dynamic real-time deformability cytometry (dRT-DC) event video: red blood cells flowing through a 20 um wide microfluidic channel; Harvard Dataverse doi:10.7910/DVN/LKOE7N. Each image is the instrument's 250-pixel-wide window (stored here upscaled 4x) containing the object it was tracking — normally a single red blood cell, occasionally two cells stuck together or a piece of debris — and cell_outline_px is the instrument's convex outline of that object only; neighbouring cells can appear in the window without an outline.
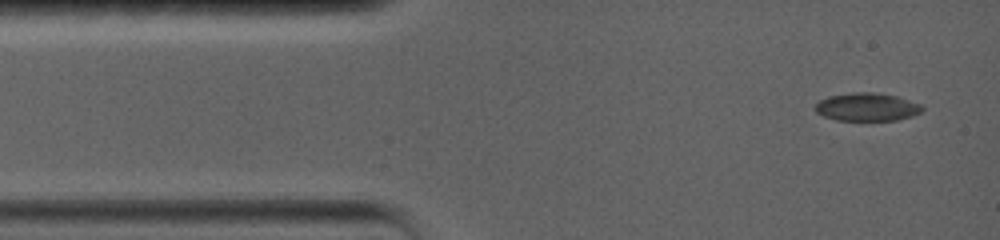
{"species": "common noctule bat (a hibernating species)", "species_latin": "Nyctalus noctula", "temperature_condition": "warm", "stored_images_in_passage": 3, "camera_frame_rate_fps": 5000, "um_per_image_px": 0.085, "animal": {"sex": "female", "body_mass_g": 19.0, "forearm_length_mm": 56.7}, "frame": {"image": 1, "passage_image": 1, "time_ms": 0.0, "image_size_px": [1000, 240], "cell_outline_px": [[924, 108], [920, 112], [912, 116], [896, 120], [836, 120], [824, 116], [816, 112], [816, 104], [820, 100], [828, 96], [852, 92], [872, 92], [896, 96], [920, 104]], "centroid_in_image_um": [73.68, 9.09], "position_along_channel_um": 11.3, "area_um2": 17.34}}
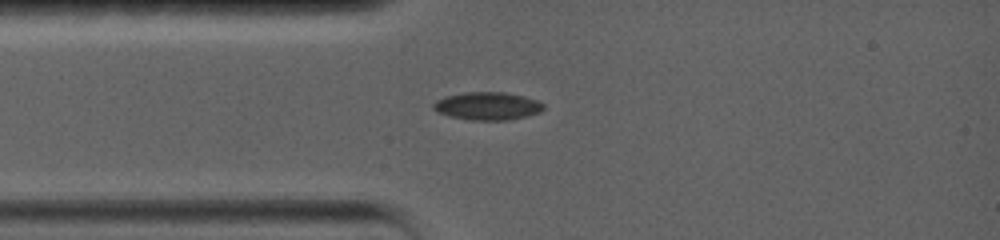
{"frame": {"image": 2, "passage_image": 3, "time_ms": 2.6, "image_size_px": [1000, 240], "cell_outline_px": [[544, 108], [540, 112], [528, 116], [508, 120], [472, 120], [448, 116], [432, 108], [432, 104], [436, 100], [444, 96], [464, 92], [508, 92], [524, 96], [536, 100], [544, 104]], "centroid_in_image_um": [41.44, 9.0], "position_along_channel_um": 43.6, "area_um2": 18.03}}